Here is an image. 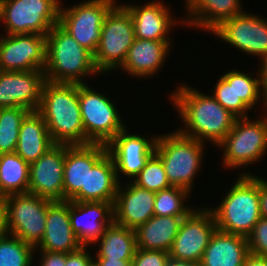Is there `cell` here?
I'll return each mask as SVG.
<instances>
[{"mask_svg": "<svg viewBox=\"0 0 267 266\" xmlns=\"http://www.w3.org/2000/svg\"><path fill=\"white\" fill-rule=\"evenodd\" d=\"M39 246L41 251L71 253L82 245L73 233L69 217V201H50L46 214L45 232Z\"/></svg>", "mask_w": 267, "mask_h": 266, "instance_id": "21", "label": "cell"}, {"mask_svg": "<svg viewBox=\"0 0 267 266\" xmlns=\"http://www.w3.org/2000/svg\"><path fill=\"white\" fill-rule=\"evenodd\" d=\"M266 104V105H265ZM264 105H265V107H266V111H267V103H264ZM266 119H267V115H266V117H265Z\"/></svg>", "mask_w": 267, "mask_h": 266, "instance_id": "47", "label": "cell"}, {"mask_svg": "<svg viewBox=\"0 0 267 266\" xmlns=\"http://www.w3.org/2000/svg\"><path fill=\"white\" fill-rule=\"evenodd\" d=\"M134 40V26L129 11L123 5L115 4L104 18L101 39L93 55L99 73L120 69Z\"/></svg>", "mask_w": 267, "mask_h": 266, "instance_id": "6", "label": "cell"}, {"mask_svg": "<svg viewBox=\"0 0 267 266\" xmlns=\"http://www.w3.org/2000/svg\"><path fill=\"white\" fill-rule=\"evenodd\" d=\"M243 266H267V257L249 253Z\"/></svg>", "mask_w": 267, "mask_h": 266, "instance_id": "44", "label": "cell"}, {"mask_svg": "<svg viewBox=\"0 0 267 266\" xmlns=\"http://www.w3.org/2000/svg\"><path fill=\"white\" fill-rule=\"evenodd\" d=\"M79 105L84 129V145H107L125 125L115 105L105 95L79 84Z\"/></svg>", "mask_w": 267, "mask_h": 266, "instance_id": "8", "label": "cell"}, {"mask_svg": "<svg viewBox=\"0 0 267 266\" xmlns=\"http://www.w3.org/2000/svg\"><path fill=\"white\" fill-rule=\"evenodd\" d=\"M248 254L246 237L216 229L204 251L199 266H243Z\"/></svg>", "mask_w": 267, "mask_h": 266, "instance_id": "25", "label": "cell"}, {"mask_svg": "<svg viewBox=\"0 0 267 266\" xmlns=\"http://www.w3.org/2000/svg\"><path fill=\"white\" fill-rule=\"evenodd\" d=\"M29 112L22 107L0 108V154L15 152L21 123Z\"/></svg>", "mask_w": 267, "mask_h": 266, "instance_id": "31", "label": "cell"}, {"mask_svg": "<svg viewBox=\"0 0 267 266\" xmlns=\"http://www.w3.org/2000/svg\"><path fill=\"white\" fill-rule=\"evenodd\" d=\"M65 145L55 144L29 166L28 193L49 201H64Z\"/></svg>", "mask_w": 267, "mask_h": 266, "instance_id": "15", "label": "cell"}, {"mask_svg": "<svg viewBox=\"0 0 267 266\" xmlns=\"http://www.w3.org/2000/svg\"><path fill=\"white\" fill-rule=\"evenodd\" d=\"M54 145L44 118L30 111L21 123L15 152L30 165Z\"/></svg>", "mask_w": 267, "mask_h": 266, "instance_id": "26", "label": "cell"}, {"mask_svg": "<svg viewBox=\"0 0 267 266\" xmlns=\"http://www.w3.org/2000/svg\"><path fill=\"white\" fill-rule=\"evenodd\" d=\"M59 0H0V20L7 34L46 36L59 23Z\"/></svg>", "mask_w": 267, "mask_h": 266, "instance_id": "7", "label": "cell"}, {"mask_svg": "<svg viewBox=\"0 0 267 266\" xmlns=\"http://www.w3.org/2000/svg\"><path fill=\"white\" fill-rule=\"evenodd\" d=\"M184 218L154 215L135 230L137 248L169 252Z\"/></svg>", "mask_w": 267, "mask_h": 266, "instance_id": "28", "label": "cell"}, {"mask_svg": "<svg viewBox=\"0 0 267 266\" xmlns=\"http://www.w3.org/2000/svg\"><path fill=\"white\" fill-rule=\"evenodd\" d=\"M85 249L86 246H81L74 252L66 253L65 266H93V258Z\"/></svg>", "mask_w": 267, "mask_h": 266, "instance_id": "39", "label": "cell"}, {"mask_svg": "<svg viewBox=\"0 0 267 266\" xmlns=\"http://www.w3.org/2000/svg\"><path fill=\"white\" fill-rule=\"evenodd\" d=\"M113 203L69 201L71 227L82 246L96 244L105 228L114 222Z\"/></svg>", "mask_w": 267, "mask_h": 266, "instance_id": "18", "label": "cell"}, {"mask_svg": "<svg viewBox=\"0 0 267 266\" xmlns=\"http://www.w3.org/2000/svg\"><path fill=\"white\" fill-rule=\"evenodd\" d=\"M166 266H199V264L189 261H178L174 259H169Z\"/></svg>", "mask_w": 267, "mask_h": 266, "instance_id": "46", "label": "cell"}, {"mask_svg": "<svg viewBox=\"0 0 267 266\" xmlns=\"http://www.w3.org/2000/svg\"><path fill=\"white\" fill-rule=\"evenodd\" d=\"M42 253V260L39 266H65L66 253L64 252H47L40 251Z\"/></svg>", "mask_w": 267, "mask_h": 266, "instance_id": "40", "label": "cell"}, {"mask_svg": "<svg viewBox=\"0 0 267 266\" xmlns=\"http://www.w3.org/2000/svg\"><path fill=\"white\" fill-rule=\"evenodd\" d=\"M237 118L234 127L218 145L224 147L223 165L238 168L253 164L267 153V119Z\"/></svg>", "mask_w": 267, "mask_h": 266, "instance_id": "9", "label": "cell"}, {"mask_svg": "<svg viewBox=\"0 0 267 266\" xmlns=\"http://www.w3.org/2000/svg\"><path fill=\"white\" fill-rule=\"evenodd\" d=\"M216 229V220L209 208L193 210L180 225L169 251L170 259L199 264Z\"/></svg>", "mask_w": 267, "mask_h": 266, "instance_id": "12", "label": "cell"}, {"mask_svg": "<svg viewBox=\"0 0 267 266\" xmlns=\"http://www.w3.org/2000/svg\"><path fill=\"white\" fill-rule=\"evenodd\" d=\"M190 17L182 23L213 31L225 20L243 13L240 0H186ZM241 10V11H240Z\"/></svg>", "mask_w": 267, "mask_h": 266, "instance_id": "27", "label": "cell"}, {"mask_svg": "<svg viewBox=\"0 0 267 266\" xmlns=\"http://www.w3.org/2000/svg\"><path fill=\"white\" fill-rule=\"evenodd\" d=\"M107 152V146L103 144L65 145L64 201H70L81 189H86L88 169H92Z\"/></svg>", "mask_w": 267, "mask_h": 266, "instance_id": "20", "label": "cell"}, {"mask_svg": "<svg viewBox=\"0 0 267 266\" xmlns=\"http://www.w3.org/2000/svg\"><path fill=\"white\" fill-rule=\"evenodd\" d=\"M49 200L31 193L7 196V233L34 248L45 232Z\"/></svg>", "mask_w": 267, "mask_h": 266, "instance_id": "10", "label": "cell"}, {"mask_svg": "<svg viewBox=\"0 0 267 266\" xmlns=\"http://www.w3.org/2000/svg\"><path fill=\"white\" fill-rule=\"evenodd\" d=\"M130 13L135 38L169 40V29L176 22L170 16L169 8L161 1L149 2L144 6L123 5ZM172 17V18H171Z\"/></svg>", "mask_w": 267, "mask_h": 266, "instance_id": "22", "label": "cell"}, {"mask_svg": "<svg viewBox=\"0 0 267 266\" xmlns=\"http://www.w3.org/2000/svg\"><path fill=\"white\" fill-rule=\"evenodd\" d=\"M98 72L93 54L59 24L54 25L46 35V80L84 84L81 77Z\"/></svg>", "mask_w": 267, "mask_h": 266, "instance_id": "3", "label": "cell"}, {"mask_svg": "<svg viewBox=\"0 0 267 266\" xmlns=\"http://www.w3.org/2000/svg\"><path fill=\"white\" fill-rule=\"evenodd\" d=\"M46 65V36L13 34L0 38V70H44Z\"/></svg>", "mask_w": 267, "mask_h": 266, "instance_id": "13", "label": "cell"}, {"mask_svg": "<svg viewBox=\"0 0 267 266\" xmlns=\"http://www.w3.org/2000/svg\"><path fill=\"white\" fill-rule=\"evenodd\" d=\"M190 191L180 187L171 186L156 192L154 202V215L187 217L194 209L184 206Z\"/></svg>", "mask_w": 267, "mask_h": 266, "instance_id": "32", "label": "cell"}, {"mask_svg": "<svg viewBox=\"0 0 267 266\" xmlns=\"http://www.w3.org/2000/svg\"><path fill=\"white\" fill-rule=\"evenodd\" d=\"M203 142L178 131L157 137L155 154L161 159L171 186L192 190V183L202 162Z\"/></svg>", "mask_w": 267, "mask_h": 266, "instance_id": "5", "label": "cell"}, {"mask_svg": "<svg viewBox=\"0 0 267 266\" xmlns=\"http://www.w3.org/2000/svg\"><path fill=\"white\" fill-rule=\"evenodd\" d=\"M213 97L225 109L238 118L248 117L244 112L251 110L241 98H237L236 70L222 75L214 87ZM245 114V115H244Z\"/></svg>", "mask_w": 267, "mask_h": 266, "instance_id": "34", "label": "cell"}, {"mask_svg": "<svg viewBox=\"0 0 267 266\" xmlns=\"http://www.w3.org/2000/svg\"><path fill=\"white\" fill-rule=\"evenodd\" d=\"M156 140L157 137L147 140L141 135L128 134L124 128L106 145L113 158L119 183V172L131 178L140 173L155 153Z\"/></svg>", "mask_w": 267, "mask_h": 266, "instance_id": "17", "label": "cell"}, {"mask_svg": "<svg viewBox=\"0 0 267 266\" xmlns=\"http://www.w3.org/2000/svg\"><path fill=\"white\" fill-rule=\"evenodd\" d=\"M37 112L44 118L54 144L84 145L79 84L46 80Z\"/></svg>", "mask_w": 267, "mask_h": 266, "instance_id": "2", "label": "cell"}, {"mask_svg": "<svg viewBox=\"0 0 267 266\" xmlns=\"http://www.w3.org/2000/svg\"><path fill=\"white\" fill-rule=\"evenodd\" d=\"M34 250L33 246L14 235L8 233L2 235L0 236V266H30Z\"/></svg>", "mask_w": 267, "mask_h": 266, "instance_id": "33", "label": "cell"}, {"mask_svg": "<svg viewBox=\"0 0 267 266\" xmlns=\"http://www.w3.org/2000/svg\"><path fill=\"white\" fill-rule=\"evenodd\" d=\"M169 259V252L137 248L132 259V266H166Z\"/></svg>", "mask_w": 267, "mask_h": 266, "instance_id": "38", "label": "cell"}, {"mask_svg": "<svg viewBox=\"0 0 267 266\" xmlns=\"http://www.w3.org/2000/svg\"><path fill=\"white\" fill-rule=\"evenodd\" d=\"M260 214L267 219V181L259 177Z\"/></svg>", "mask_w": 267, "mask_h": 266, "instance_id": "41", "label": "cell"}, {"mask_svg": "<svg viewBox=\"0 0 267 266\" xmlns=\"http://www.w3.org/2000/svg\"><path fill=\"white\" fill-rule=\"evenodd\" d=\"M45 82L44 70H0V108L22 107L37 111Z\"/></svg>", "mask_w": 267, "mask_h": 266, "instance_id": "16", "label": "cell"}, {"mask_svg": "<svg viewBox=\"0 0 267 266\" xmlns=\"http://www.w3.org/2000/svg\"><path fill=\"white\" fill-rule=\"evenodd\" d=\"M171 99L178 109L180 118L186 123L187 129H179L178 132L200 142L207 139L218 146L234 127L238 118L218 103L212 95H205L186 85L181 84L171 95Z\"/></svg>", "mask_w": 267, "mask_h": 266, "instance_id": "1", "label": "cell"}, {"mask_svg": "<svg viewBox=\"0 0 267 266\" xmlns=\"http://www.w3.org/2000/svg\"><path fill=\"white\" fill-rule=\"evenodd\" d=\"M119 182L112 156L107 152L87 171L86 189H81L70 201L114 202Z\"/></svg>", "mask_w": 267, "mask_h": 266, "instance_id": "23", "label": "cell"}, {"mask_svg": "<svg viewBox=\"0 0 267 266\" xmlns=\"http://www.w3.org/2000/svg\"><path fill=\"white\" fill-rule=\"evenodd\" d=\"M120 187L121 183L113 203L114 222L136 230L154 216L156 192L140 188L133 182L127 184V188Z\"/></svg>", "mask_w": 267, "mask_h": 266, "instance_id": "19", "label": "cell"}, {"mask_svg": "<svg viewBox=\"0 0 267 266\" xmlns=\"http://www.w3.org/2000/svg\"><path fill=\"white\" fill-rule=\"evenodd\" d=\"M169 46H171L169 40L135 38L120 68L131 76L140 78L152 76L163 65L164 59L169 54Z\"/></svg>", "mask_w": 267, "mask_h": 266, "instance_id": "24", "label": "cell"}, {"mask_svg": "<svg viewBox=\"0 0 267 266\" xmlns=\"http://www.w3.org/2000/svg\"><path fill=\"white\" fill-rule=\"evenodd\" d=\"M133 183L140 188L159 192L171 187L161 159L154 153L146 162L145 167L134 178Z\"/></svg>", "mask_w": 267, "mask_h": 266, "instance_id": "35", "label": "cell"}, {"mask_svg": "<svg viewBox=\"0 0 267 266\" xmlns=\"http://www.w3.org/2000/svg\"><path fill=\"white\" fill-rule=\"evenodd\" d=\"M29 164L16 152L0 154L1 194L28 193Z\"/></svg>", "mask_w": 267, "mask_h": 266, "instance_id": "30", "label": "cell"}, {"mask_svg": "<svg viewBox=\"0 0 267 266\" xmlns=\"http://www.w3.org/2000/svg\"><path fill=\"white\" fill-rule=\"evenodd\" d=\"M262 66L259 67L261 69V89L264 103H267V61L261 64Z\"/></svg>", "mask_w": 267, "mask_h": 266, "instance_id": "45", "label": "cell"}, {"mask_svg": "<svg viewBox=\"0 0 267 266\" xmlns=\"http://www.w3.org/2000/svg\"><path fill=\"white\" fill-rule=\"evenodd\" d=\"M115 3L114 0H89L68 9L61 6L58 24L94 55L104 18Z\"/></svg>", "mask_w": 267, "mask_h": 266, "instance_id": "11", "label": "cell"}, {"mask_svg": "<svg viewBox=\"0 0 267 266\" xmlns=\"http://www.w3.org/2000/svg\"><path fill=\"white\" fill-rule=\"evenodd\" d=\"M213 34L224 42L251 55L267 61V21L256 15L243 12L222 22Z\"/></svg>", "mask_w": 267, "mask_h": 266, "instance_id": "14", "label": "cell"}, {"mask_svg": "<svg viewBox=\"0 0 267 266\" xmlns=\"http://www.w3.org/2000/svg\"><path fill=\"white\" fill-rule=\"evenodd\" d=\"M258 78H252L242 71L236 70V90L237 98L242 101L251 109L255 106L256 101L261 97V69H259Z\"/></svg>", "mask_w": 267, "mask_h": 266, "instance_id": "36", "label": "cell"}, {"mask_svg": "<svg viewBox=\"0 0 267 266\" xmlns=\"http://www.w3.org/2000/svg\"><path fill=\"white\" fill-rule=\"evenodd\" d=\"M101 241L97 251V259H122L132 260L136 249V232L133 229L121 226L113 222L105 228L104 233L98 239Z\"/></svg>", "mask_w": 267, "mask_h": 266, "instance_id": "29", "label": "cell"}, {"mask_svg": "<svg viewBox=\"0 0 267 266\" xmlns=\"http://www.w3.org/2000/svg\"><path fill=\"white\" fill-rule=\"evenodd\" d=\"M93 266H132V260L94 259Z\"/></svg>", "mask_w": 267, "mask_h": 266, "instance_id": "43", "label": "cell"}, {"mask_svg": "<svg viewBox=\"0 0 267 266\" xmlns=\"http://www.w3.org/2000/svg\"><path fill=\"white\" fill-rule=\"evenodd\" d=\"M7 234V196L0 194V236Z\"/></svg>", "mask_w": 267, "mask_h": 266, "instance_id": "42", "label": "cell"}, {"mask_svg": "<svg viewBox=\"0 0 267 266\" xmlns=\"http://www.w3.org/2000/svg\"><path fill=\"white\" fill-rule=\"evenodd\" d=\"M211 211L218 230L247 238L261 218L259 177L240 175L219 207Z\"/></svg>", "mask_w": 267, "mask_h": 266, "instance_id": "4", "label": "cell"}, {"mask_svg": "<svg viewBox=\"0 0 267 266\" xmlns=\"http://www.w3.org/2000/svg\"><path fill=\"white\" fill-rule=\"evenodd\" d=\"M247 240L249 253L267 257V219H259Z\"/></svg>", "mask_w": 267, "mask_h": 266, "instance_id": "37", "label": "cell"}]
</instances>
